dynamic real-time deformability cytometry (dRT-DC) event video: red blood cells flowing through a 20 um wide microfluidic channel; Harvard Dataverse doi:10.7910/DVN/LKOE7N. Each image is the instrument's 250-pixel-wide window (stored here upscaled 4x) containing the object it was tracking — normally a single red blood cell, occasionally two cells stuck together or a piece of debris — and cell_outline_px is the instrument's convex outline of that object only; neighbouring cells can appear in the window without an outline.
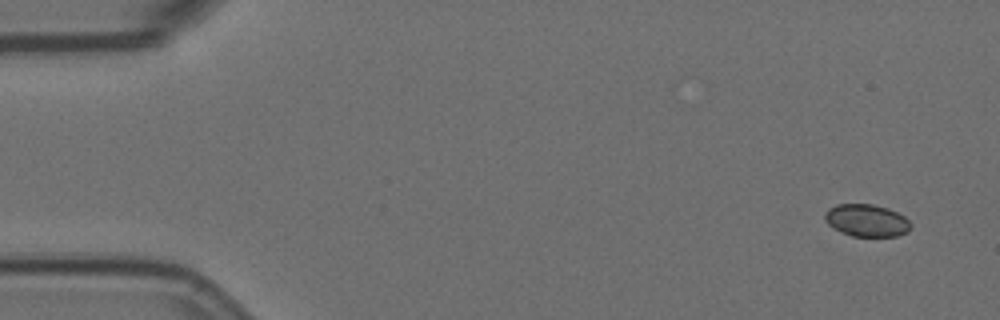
{"species": "Egyptian fruit bat (a non-hibernating species)", "species_latin": "Rousettus aegyptiacus", "temperature_condition": "room temperature", "stored_images_in_passage": 6, "camera_frame_rate_fps": 3000, "um_per_image_px": 0.085, "animal": {"sex": "female"}, "frame": {"image": 1, "passage_image": 1, "time_ms": 0.0, "image_size_px": [1000, 320], "cell_outline_px": [[912, 228], [908, 232], [896, 236], [852, 236], [840, 232], [828, 224], [824, 220], [824, 212], [828, 208], [836, 204], [872, 204], [888, 208], [904, 216], [912, 224]], "centroid_in_image_um": [73.65, 18.73], "position_along_channel_um": 11.3, "area_um2": 16.36}}